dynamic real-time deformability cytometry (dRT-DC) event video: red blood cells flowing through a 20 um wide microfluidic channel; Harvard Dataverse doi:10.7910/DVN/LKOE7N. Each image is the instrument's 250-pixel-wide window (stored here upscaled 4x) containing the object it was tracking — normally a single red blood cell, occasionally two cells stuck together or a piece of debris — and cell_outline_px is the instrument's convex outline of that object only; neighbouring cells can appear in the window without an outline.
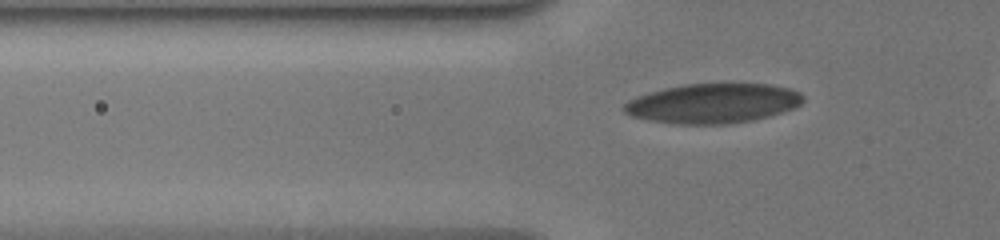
{"species": "human", "species_latin": "Homo sapiens", "temperature_condition": "cold", "stored_images_in_passage": 42, "camera_frame_rate_fps": 3000, "um_per_image_px": 0.085, "donor": {"sex": "male"}, "frame": {"image": 1, "passage_image": 12, "time_ms": 3.667, "image_size_px": [1000, 240], "cell_outline_px": [[804, 100], [800, 104], [792, 108], [768, 116], [752, 120], [728, 124], [676, 124], [648, 120], [632, 116], [624, 112], [624, 104], [628, 100], [636, 96], [648, 92], [664, 88], [684, 84], [768, 84], [788, 88], [800, 92], [804, 96]], "centroid_in_image_um": [60.57, 8.78], "position_along_channel_um": 65.2, "area_um2": 41.27}}
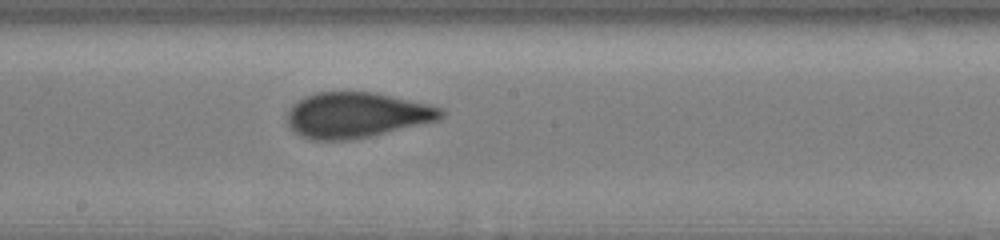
{"frame": {"image": 2, "passage_image": 24, "time_ms": 7.667, "image_size_px": [1000, 240], "cell_outline_px": [[444, 116], [440, 120], [368, 136], [348, 140], [312, 140], [300, 136], [292, 132], [288, 124], [288, 112], [292, 104], [304, 96], [316, 92], [376, 92], [428, 104], [444, 108]], "centroid_in_image_um": [30.29, 9.77], "position_along_channel_um": 217.9, "area_um2": 40.86}}
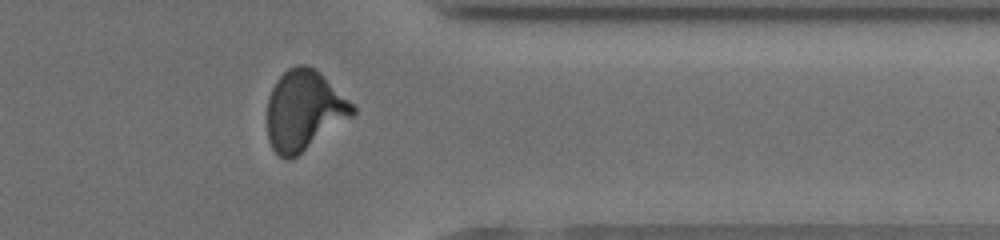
{"frame": {"image": 3, "passage_image": 37, "time_ms": 12.0, "image_size_px": [1000, 240], "cell_outline_px": [[356, 112], [352, 116], [296, 156], [288, 160], [284, 160], [272, 148], [268, 140], [268, 96], [276, 80], [288, 68], [296, 64], [308, 64], [316, 68], [356, 108]], "centroid_in_image_um": [25.82, 9.36], "position_along_channel_um": 385.6, "area_um2": 39.48}}